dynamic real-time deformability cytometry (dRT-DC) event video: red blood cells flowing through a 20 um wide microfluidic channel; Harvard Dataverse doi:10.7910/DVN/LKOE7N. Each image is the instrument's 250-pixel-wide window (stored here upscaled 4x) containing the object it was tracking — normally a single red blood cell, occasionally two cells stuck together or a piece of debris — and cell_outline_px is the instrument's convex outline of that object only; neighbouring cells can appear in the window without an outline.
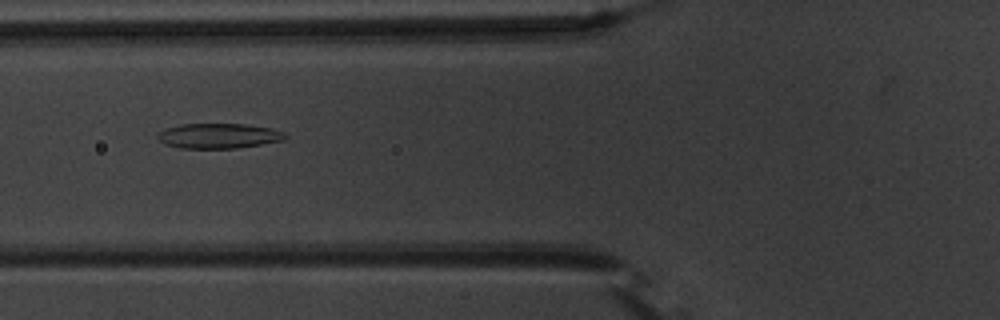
{"species": "common noctule bat (a hibernating species)", "species_latin": "Nyctalus noctula", "temperature_condition": "warm", "stored_images_in_passage": 37, "camera_frame_rate_fps": 3000, "um_per_image_px": 0.085, "animal": {"sex": "male", "body_mass_g": 20.1, "forearm_length_mm": 53.5}, "frame": {"image": 1, "passage_image": 4, "time_ms": 1.0, "image_size_px": [1000, 320], "cell_outline_px": [[288, 136], [284, 140], [236, 148], [180, 148], [164, 144], [156, 136], [156, 132], [164, 128], [180, 124], [244, 124], [272, 128], [284, 132]], "centroid_in_image_um": [18.54, 11.54], "position_along_channel_um": 107.3, "area_um2": 18.73}}
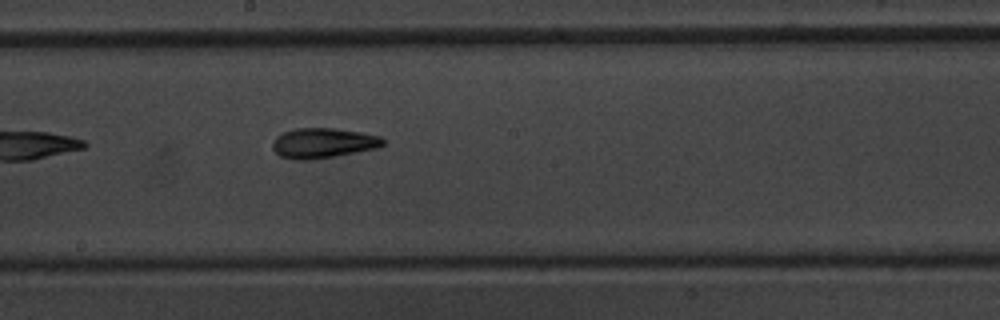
{"frame": {"image": 2, "passage_image": 13, "time_ms": 4.0, "image_size_px": [1000, 320], "cell_outline_px": [[384, 144], [376, 148], [332, 156], [308, 160], [296, 160], [280, 156], [272, 148], [272, 144], [276, 136], [280, 132], [296, 128], [332, 128], [360, 132], [380, 136], [384, 140]], "centroid_in_image_um": [27.41, 12.14], "position_along_channel_um": 220.8, "area_um2": 19.19}}
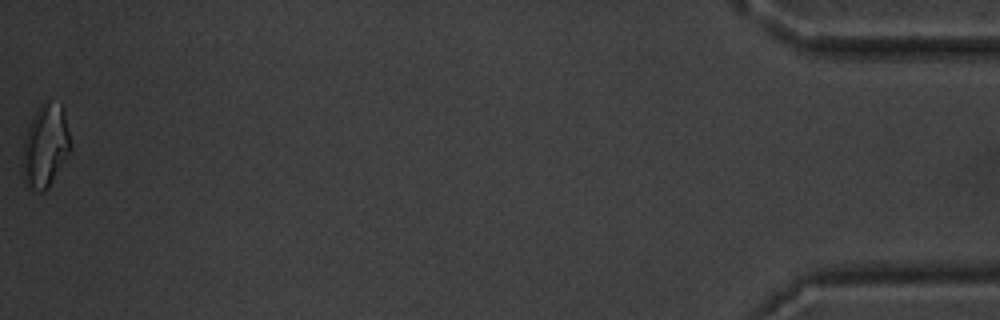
{"frame": {"image": 3, "passage_image": 37, "time_ms": 12.0, "image_size_px": [1000, 320], "cell_outline_px": [[72, 148], [48, 188], [44, 192], [40, 192], [28, 188], [24, 180], [24, 140], [28, 128], [40, 104], [48, 100], [60, 104], [64, 112], [72, 144]], "centroid_in_image_um": [3.89, 12.41], "position_along_channel_um": 431.3, "area_um2": 22.77}, "authors_computed_cell_mechanics": {"area_um2": 18.9584, "velocity_mm_per_s": 3.7775, "shape_relaxation_time_tau1_ms": 10.335, "shape_relaxation_time_tau2_ms": 3.138, "deformation_change_tau1": 0.2455, "deformation_change_tau2": 0.1149}}